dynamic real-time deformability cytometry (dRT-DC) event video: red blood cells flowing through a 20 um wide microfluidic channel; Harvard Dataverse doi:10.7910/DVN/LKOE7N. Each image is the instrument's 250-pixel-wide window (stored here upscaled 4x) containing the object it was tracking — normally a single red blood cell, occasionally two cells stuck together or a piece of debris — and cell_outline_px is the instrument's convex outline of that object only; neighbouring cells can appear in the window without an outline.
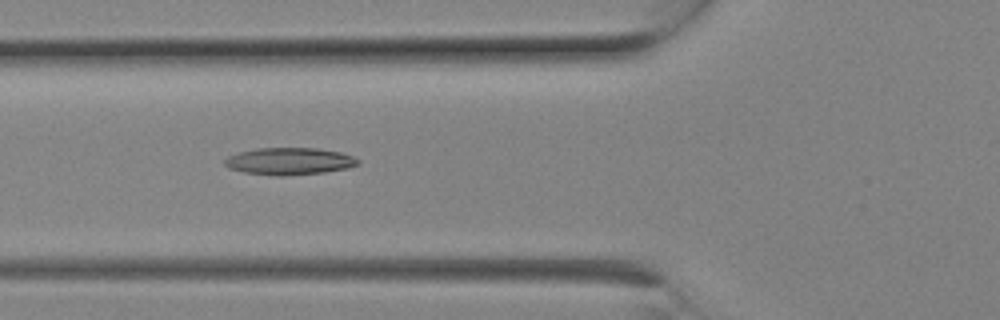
{"species": "Egyptian fruit bat (a non-hibernating species)", "species_latin": "Rousettus aegyptiacus", "temperature_condition": "room temperature", "stored_images_in_passage": 3, "camera_frame_rate_fps": 3000, "um_per_image_px": 0.085, "animal": {"sex": "female"}, "frame": {"image": 1, "passage_image": 2, "time_ms": 0.333, "image_size_px": [1000, 320], "cell_outline_px": [[360, 164], [348, 168], [324, 172], [280, 176], [276, 176], [244, 172], [228, 168], [224, 164], [224, 160], [228, 156], [236, 152], [256, 148], [316, 148], [340, 152], [352, 156], [360, 160]], "centroid_in_image_um": [24.57, 13.7], "position_along_channel_um": 101.2, "area_um2": 21.15}}
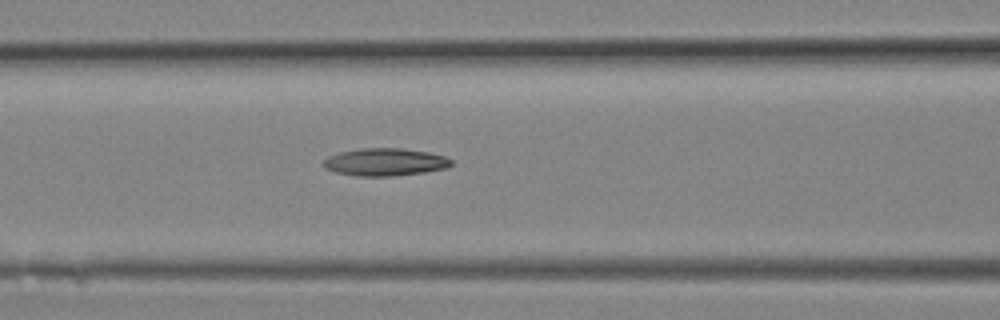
{"frame": {"image": 2, "passage_image": 3, "time_ms": 0.667, "image_size_px": [1000, 320], "cell_outline_px": [[452, 164], [448, 168], [424, 172], [392, 176], [356, 176], [336, 172], [324, 168], [320, 164], [328, 156], [340, 152], [360, 148], [400, 148], [428, 152], [444, 156], [452, 160]], "centroid_in_image_um": [32.7, 13.77], "position_along_channel_um": 133.9, "area_um2": 20.63}}